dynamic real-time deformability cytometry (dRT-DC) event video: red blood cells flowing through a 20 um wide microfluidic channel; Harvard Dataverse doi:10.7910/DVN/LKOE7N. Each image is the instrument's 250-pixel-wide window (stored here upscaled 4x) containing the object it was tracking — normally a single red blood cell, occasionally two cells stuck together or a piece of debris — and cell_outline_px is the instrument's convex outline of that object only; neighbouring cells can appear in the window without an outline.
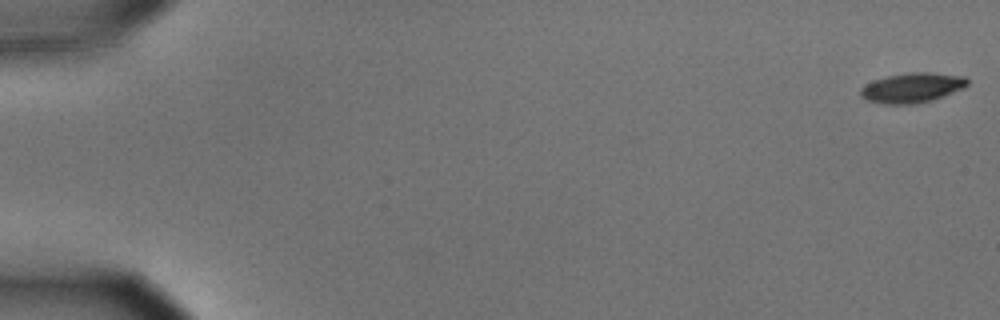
{"species": "common noctule bat (a hibernating species)", "species_latin": "Nyctalus noctula", "temperature_condition": "cold", "stored_images_in_passage": 48, "camera_frame_rate_fps": 3000, "um_per_image_px": 0.085, "animal": {"sex": "male", "body_mass_g": 15.6}, "frame": {"image": 1, "passage_image": 1, "time_ms": 0.0, "image_size_px": [1000, 320], "cell_outline_px": [[968, 84], [964, 88], [932, 100], [916, 104], [884, 104], [864, 100], [860, 96], [860, 88], [864, 84], [888, 76], [908, 72], [932, 72], [964, 76], [968, 80]], "centroid_in_image_um": [77.51, 7.46], "position_along_channel_um": 7.5, "area_um2": 18.73}}
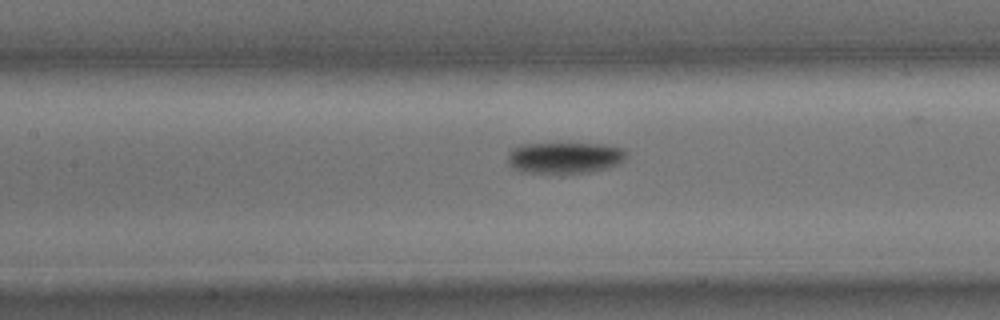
{"frame": {"image": 2, "passage_image": 27, "time_ms": 8.667, "image_size_px": [1000, 320], "cell_outline_px": [[628, 156], [624, 160], [616, 164], [592, 172], [564, 176], [520, 172], [512, 168], [508, 164], [508, 152], [512, 148], [520, 144], [604, 144], [624, 148], [628, 152]], "centroid_in_image_um": [47.97, 13.45], "position_along_channel_um": 159.4, "area_um2": 22.6}}
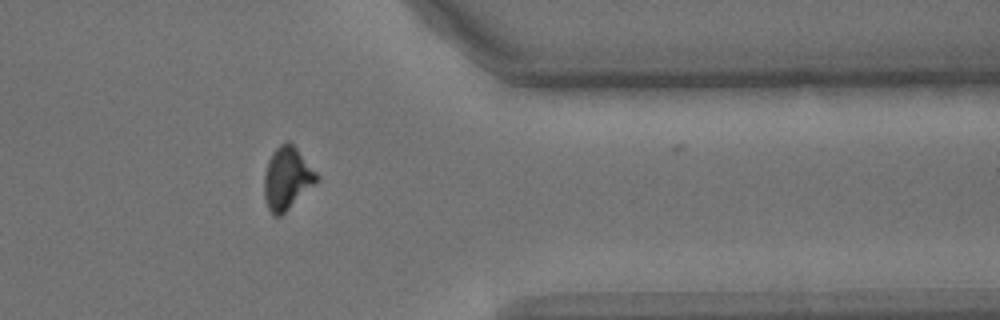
{"frame": {"image": 3, "passage_image": 47, "time_ms": 15.333, "image_size_px": [1000, 320], "cell_outline_px": [[320, 180], [316, 184], [280, 216], [272, 216], [264, 200], [264, 176], [268, 160], [272, 152], [280, 144], [288, 140], [296, 148], [320, 176]], "centroid_in_image_um": [24.4, 15.17], "position_along_channel_um": 387.0, "area_um2": 19.25}}